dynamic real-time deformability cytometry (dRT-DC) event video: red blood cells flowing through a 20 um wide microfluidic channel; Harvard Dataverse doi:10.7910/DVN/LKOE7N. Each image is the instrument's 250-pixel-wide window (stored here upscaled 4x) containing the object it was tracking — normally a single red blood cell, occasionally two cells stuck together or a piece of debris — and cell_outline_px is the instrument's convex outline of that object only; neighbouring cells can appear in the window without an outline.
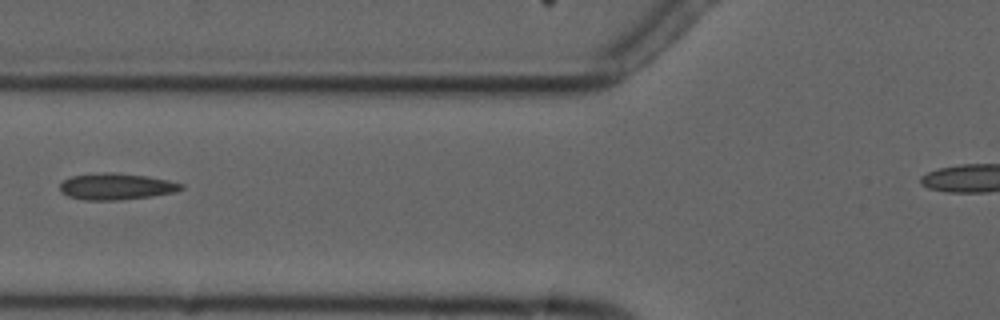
{"species": "common noctule bat (a hibernating species)", "species_latin": "Nyctalus noctula", "temperature_condition": "cold", "stored_images_in_passage": 6, "segment_of_instrument_passage": [1, 2], "camera_frame_rate_fps": 3000, "um_per_image_px": 0.085, "animal": {"sex": "male", "forearm_length_mm": 52.5}, "frame": {"image": 1, "passage_image": 5, "time_ms": 4.667, "image_size_px": [1000, 320], "cell_outline_px": [[184, 188], [176, 192], [152, 196], [116, 200], [84, 200], [68, 196], [60, 192], [60, 184], [64, 180], [72, 176], [104, 172], [116, 172], [148, 176], [168, 180], [184, 184]], "centroid_in_image_um": [9.9, 15.85], "position_along_channel_um": 115.9, "area_um2": 18.79}}